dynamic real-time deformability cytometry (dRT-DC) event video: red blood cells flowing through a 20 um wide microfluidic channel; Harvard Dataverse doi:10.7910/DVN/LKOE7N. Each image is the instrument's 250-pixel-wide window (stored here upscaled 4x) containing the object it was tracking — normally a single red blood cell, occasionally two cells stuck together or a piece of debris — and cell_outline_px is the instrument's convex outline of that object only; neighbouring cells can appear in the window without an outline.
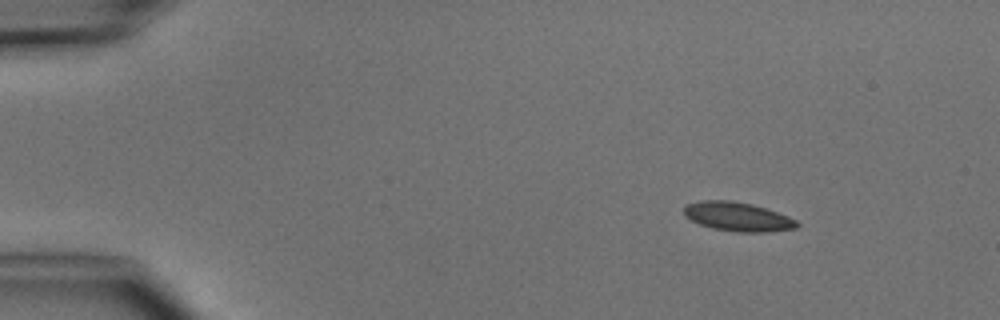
{"species": "common noctule bat (a hibernating species)", "species_latin": "Nyctalus noctula", "temperature_condition": "cold", "stored_images_in_passage": 4, "camera_frame_rate_fps": 3000, "um_per_image_px": 0.085, "animal": {"sex": "male", "body_mass_g": 15.6}, "frame": {"image": 1, "passage_image": 1, "time_ms": 0.0, "image_size_px": [1000, 320], "cell_outline_px": [[800, 224], [796, 228], [768, 232], [736, 232], [712, 228], [700, 224], [684, 216], [684, 204], [700, 200], [728, 200], [752, 204], [788, 216], [796, 220]], "centroid_in_image_um": [62.67, 18.42], "position_along_channel_um": 22.3, "area_um2": 19.13}}
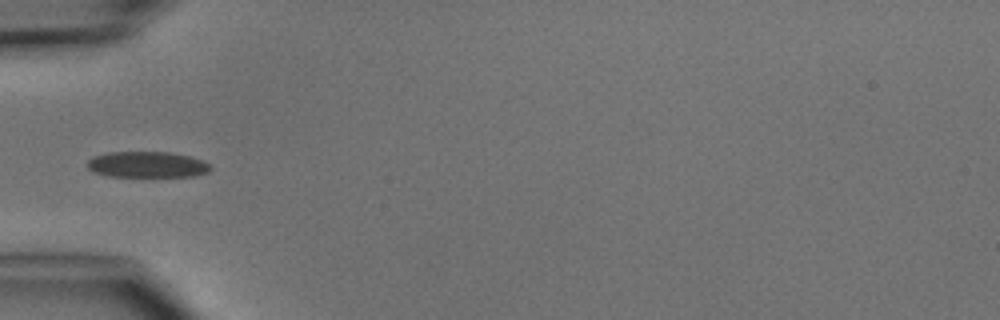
{"frame": {"image": 2, "passage_image": 3, "time_ms": 3.333, "image_size_px": [1000, 320], "cell_outline_px": [[212, 168], [208, 172], [196, 176], [108, 176], [92, 172], [88, 168], [88, 160], [92, 156], [108, 152], [168, 152], [192, 156], [212, 164]], "centroid_in_image_um": [12.53, 13.98], "position_along_channel_um": 72.5, "area_um2": 18.84}}